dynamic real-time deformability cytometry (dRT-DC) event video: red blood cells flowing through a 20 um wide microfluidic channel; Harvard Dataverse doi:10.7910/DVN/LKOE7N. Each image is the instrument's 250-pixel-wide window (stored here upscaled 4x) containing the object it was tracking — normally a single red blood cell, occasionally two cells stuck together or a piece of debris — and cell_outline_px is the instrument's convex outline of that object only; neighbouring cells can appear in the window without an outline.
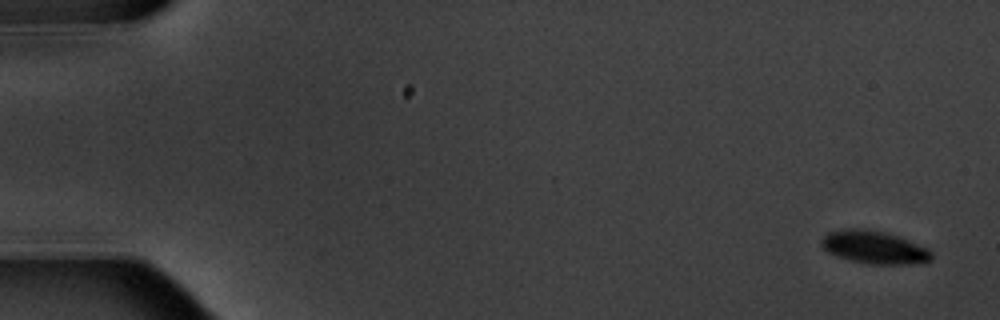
{"species": "common noctule bat (a hibernating species)", "species_latin": "Nyctalus noctula", "temperature_condition": "warm", "stored_images_in_passage": 4, "camera_frame_rate_fps": 3000, "um_per_image_px": 0.085, "animal": {"sex": "male", "body_mass_g": 20.1, "forearm_length_mm": 53.5}, "frame": {"image": 1, "passage_image": 1, "time_ms": 0.0, "image_size_px": [1000, 320], "cell_outline_px": [[932, 256], [928, 260], [904, 264], [868, 264], [852, 260], [828, 252], [820, 244], [820, 240], [828, 232], [848, 228], [864, 228], [884, 232], [900, 236], [928, 248], [932, 252]], "centroid_in_image_um": [74.29, 20.99], "position_along_channel_um": 10.7, "area_um2": 20.87}}